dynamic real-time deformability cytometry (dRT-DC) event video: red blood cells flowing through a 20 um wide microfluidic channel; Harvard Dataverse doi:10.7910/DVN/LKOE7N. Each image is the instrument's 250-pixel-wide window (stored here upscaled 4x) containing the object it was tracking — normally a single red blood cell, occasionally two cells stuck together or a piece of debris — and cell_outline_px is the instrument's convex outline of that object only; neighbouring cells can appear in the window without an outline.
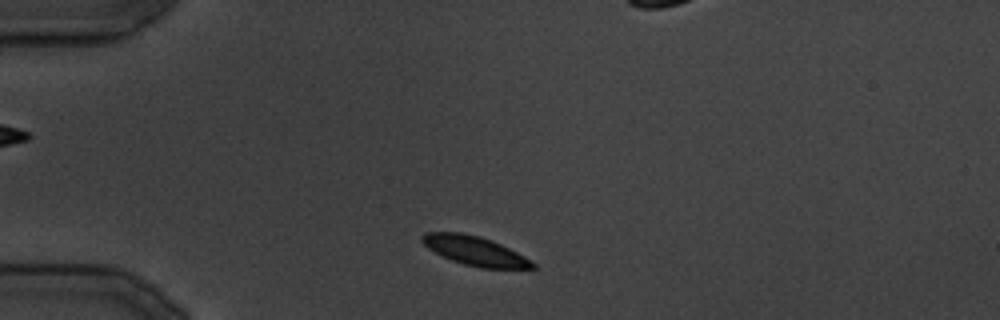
{"species": "common noctule bat (a hibernating species)", "species_latin": "Nyctalus noctula", "temperature_condition": "cold", "stored_images_in_passage": 13, "camera_frame_rate_fps": 3000, "um_per_image_px": 0.085, "animal": {"sex": "male", "body_mass_g": 19.5, "forearm_length_mm": 54.6}, "frame": {"image": 1, "passage_image": 1, "time_ms": 0.0, "image_size_px": [1000, 320], "cell_outline_px": [[536, 268], [480, 268], [464, 264], [452, 260], [428, 248], [420, 240], [420, 236], [424, 232], [460, 232], [480, 236], [492, 240], [532, 260], [536, 264]], "centroid_in_image_um": [40.36, 21.31], "position_along_channel_um": 44.6, "area_um2": 18.67}}
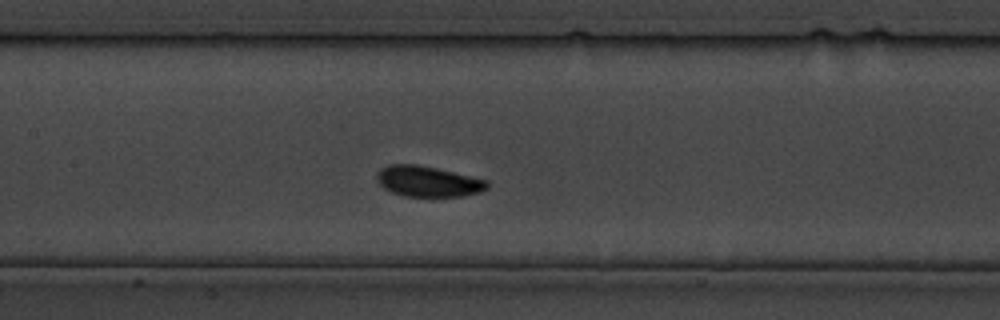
{"frame": {"image": 2, "passage_image": 9, "time_ms": 10.0, "image_size_px": [1000, 320], "cell_outline_px": [[488, 188], [480, 192], [460, 196], [404, 196], [392, 192], [384, 188], [376, 180], [376, 172], [380, 168], [388, 164], [416, 164], [436, 168], [488, 180]], "centroid_in_image_um": [36.34, 15.41], "position_along_channel_um": 171.1, "area_um2": 19.71}}
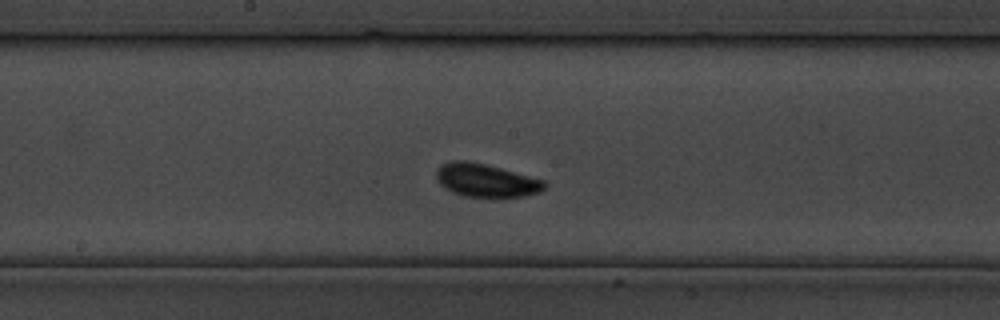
{"frame": {"image": 3, "passage_image": 11, "time_ms": 12.333, "image_size_px": [1000, 320], "cell_outline_px": [[548, 184], [540, 192], [524, 196], [464, 196], [452, 192], [444, 188], [436, 180], [436, 172], [440, 164], [452, 160], [464, 160], [484, 164], [500, 168], [544, 180]], "centroid_in_image_um": [41.27, 15.32], "position_along_channel_um": 206.9, "area_um2": 20.75}}